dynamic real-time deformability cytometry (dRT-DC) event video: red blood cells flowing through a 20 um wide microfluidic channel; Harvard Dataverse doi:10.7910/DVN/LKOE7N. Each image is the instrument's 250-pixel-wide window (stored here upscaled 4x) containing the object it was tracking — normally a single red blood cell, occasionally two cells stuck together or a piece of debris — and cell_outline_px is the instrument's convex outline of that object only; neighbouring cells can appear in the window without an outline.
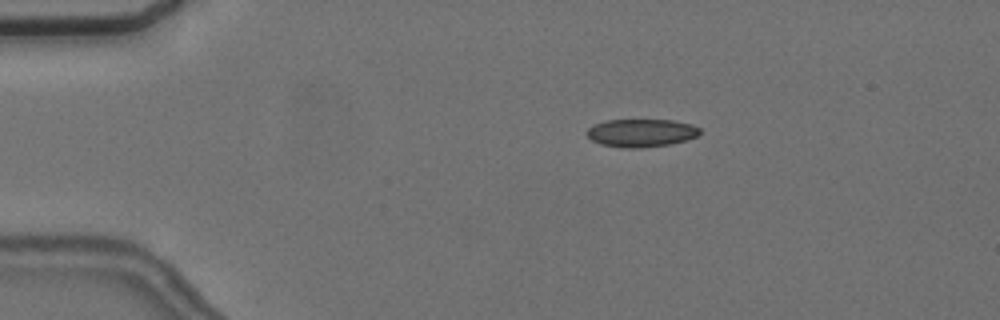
{"species": "common noctule bat (a hibernating species)", "species_latin": "Nyctalus noctula", "temperature_condition": "cold", "stored_images_in_passage": 19, "camera_frame_rate_fps": 3000, "um_per_image_px": 0.085, "animal": {"sex": "female", "body_mass_g": 24.6, "forearm_length_mm": 56.2}, "frame": {"image": 1, "passage_image": 11, "time_ms": 3.333, "image_size_px": [1000, 320], "cell_outline_px": [[700, 132], [696, 136], [684, 140], [668, 144], [640, 148], [620, 148], [600, 144], [592, 140], [588, 136], [588, 128], [596, 124], [608, 120], [672, 120], [692, 124], [700, 128]], "centroid_in_image_um": [54.5, 11.3], "position_along_channel_um": 30.5, "area_um2": 18.21}}
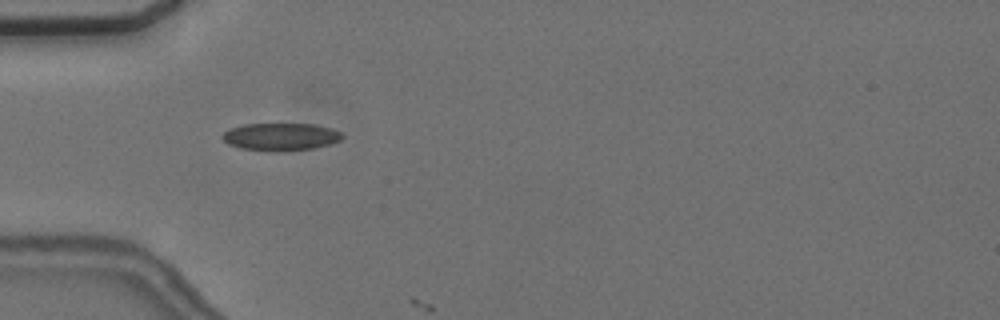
{"frame": {"image": 2, "passage_image": 18, "time_ms": 5.667, "image_size_px": [1000, 320], "cell_outline_px": [[344, 136], [340, 140], [332, 144], [312, 148], [276, 152], [272, 152], [240, 148], [228, 144], [220, 136], [224, 132], [232, 128], [244, 124], [312, 124], [332, 128], [340, 132]], "centroid_in_image_um": [23.86, 11.63], "position_along_channel_um": 61.1, "area_um2": 19.31}}